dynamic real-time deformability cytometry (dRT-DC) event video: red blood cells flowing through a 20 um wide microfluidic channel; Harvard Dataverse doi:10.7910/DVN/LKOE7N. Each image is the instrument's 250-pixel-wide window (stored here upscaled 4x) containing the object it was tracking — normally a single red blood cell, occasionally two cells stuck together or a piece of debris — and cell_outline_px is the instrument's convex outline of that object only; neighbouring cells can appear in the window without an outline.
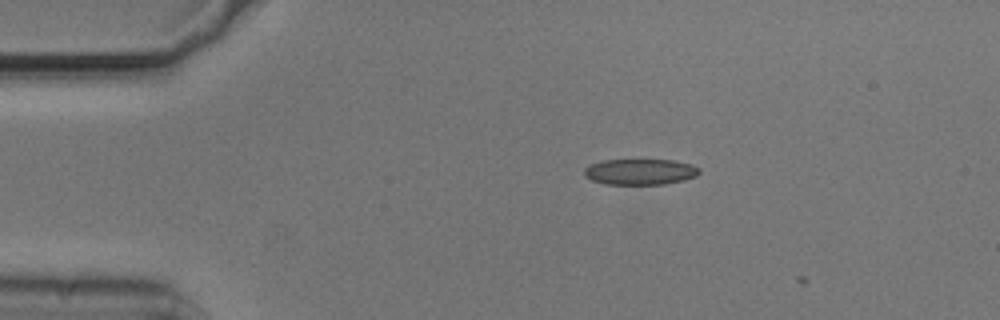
{"species": "common noctule bat (a hibernating species)", "species_latin": "Nyctalus noctula", "temperature_condition": "cold", "stored_images_in_passage": 8, "camera_frame_rate_fps": 3000, "um_per_image_px": 0.085, "animal": {"sex": "male", "body_mass_g": 20.5, "forearm_length_mm": 52.5}, "frame": {"image": 1, "passage_image": 5, "time_ms": 1.333, "image_size_px": [1000, 320], "cell_outline_px": [[700, 172], [696, 176], [684, 180], [664, 184], [604, 184], [592, 180], [584, 176], [584, 168], [588, 164], [604, 160], [672, 160], [692, 164], [700, 168]], "centroid_in_image_um": [54.4, 14.6], "position_along_channel_um": 30.6, "area_um2": 17.46}}